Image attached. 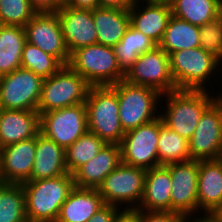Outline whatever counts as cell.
Here are the masks:
<instances>
[{"label":"cell","instance_id":"484cf974","mask_svg":"<svg viewBox=\"0 0 222 222\" xmlns=\"http://www.w3.org/2000/svg\"><path fill=\"white\" fill-rule=\"evenodd\" d=\"M25 42L24 27L0 25V76L21 68Z\"/></svg>","mask_w":222,"mask_h":222},{"label":"cell","instance_id":"44dd1931","mask_svg":"<svg viewBox=\"0 0 222 222\" xmlns=\"http://www.w3.org/2000/svg\"><path fill=\"white\" fill-rule=\"evenodd\" d=\"M198 212L214 214L222 206V165L217 160H199Z\"/></svg>","mask_w":222,"mask_h":222},{"label":"cell","instance_id":"8d00e7d4","mask_svg":"<svg viewBox=\"0 0 222 222\" xmlns=\"http://www.w3.org/2000/svg\"><path fill=\"white\" fill-rule=\"evenodd\" d=\"M124 212L117 206L105 204L88 222H116Z\"/></svg>","mask_w":222,"mask_h":222},{"label":"cell","instance_id":"1f68e13d","mask_svg":"<svg viewBox=\"0 0 222 222\" xmlns=\"http://www.w3.org/2000/svg\"><path fill=\"white\" fill-rule=\"evenodd\" d=\"M25 193L22 184L0 185V222H27Z\"/></svg>","mask_w":222,"mask_h":222},{"label":"cell","instance_id":"cb8c5ba5","mask_svg":"<svg viewBox=\"0 0 222 222\" xmlns=\"http://www.w3.org/2000/svg\"><path fill=\"white\" fill-rule=\"evenodd\" d=\"M104 205L97 189L75 186L62 204L56 222H88Z\"/></svg>","mask_w":222,"mask_h":222},{"label":"cell","instance_id":"3957f363","mask_svg":"<svg viewBox=\"0 0 222 222\" xmlns=\"http://www.w3.org/2000/svg\"><path fill=\"white\" fill-rule=\"evenodd\" d=\"M85 104L88 131L106 144H120L125 132L119 118L117 91L112 86H90Z\"/></svg>","mask_w":222,"mask_h":222},{"label":"cell","instance_id":"9a60e30c","mask_svg":"<svg viewBox=\"0 0 222 222\" xmlns=\"http://www.w3.org/2000/svg\"><path fill=\"white\" fill-rule=\"evenodd\" d=\"M26 42L39 47L67 65L70 54L66 48L57 13H37L25 26Z\"/></svg>","mask_w":222,"mask_h":222},{"label":"cell","instance_id":"60d3db41","mask_svg":"<svg viewBox=\"0 0 222 222\" xmlns=\"http://www.w3.org/2000/svg\"><path fill=\"white\" fill-rule=\"evenodd\" d=\"M201 216H199V218H192L189 217L190 219H188V222H221L214 214H205L203 215L201 218Z\"/></svg>","mask_w":222,"mask_h":222},{"label":"cell","instance_id":"d4e9b609","mask_svg":"<svg viewBox=\"0 0 222 222\" xmlns=\"http://www.w3.org/2000/svg\"><path fill=\"white\" fill-rule=\"evenodd\" d=\"M93 22L97 43L113 48L130 25L129 9L96 7L93 9Z\"/></svg>","mask_w":222,"mask_h":222},{"label":"cell","instance_id":"8992f818","mask_svg":"<svg viewBox=\"0 0 222 222\" xmlns=\"http://www.w3.org/2000/svg\"><path fill=\"white\" fill-rule=\"evenodd\" d=\"M222 60L202 47L169 54L170 71L177 90H206L209 77L216 74Z\"/></svg>","mask_w":222,"mask_h":222},{"label":"cell","instance_id":"f546056e","mask_svg":"<svg viewBox=\"0 0 222 222\" xmlns=\"http://www.w3.org/2000/svg\"><path fill=\"white\" fill-rule=\"evenodd\" d=\"M158 166L191 160L188 140L163 124L159 116Z\"/></svg>","mask_w":222,"mask_h":222},{"label":"cell","instance_id":"7bdbcfd3","mask_svg":"<svg viewBox=\"0 0 222 222\" xmlns=\"http://www.w3.org/2000/svg\"><path fill=\"white\" fill-rule=\"evenodd\" d=\"M139 1L148 4H158V5H167V6H171L174 2V0H139Z\"/></svg>","mask_w":222,"mask_h":222},{"label":"cell","instance_id":"b9f144b4","mask_svg":"<svg viewBox=\"0 0 222 222\" xmlns=\"http://www.w3.org/2000/svg\"><path fill=\"white\" fill-rule=\"evenodd\" d=\"M116 222H138V220L130 212H124Z\"/></svg>","mask_w":222,"mask_h":222},{"label":"cell","instance_id":"ac0fdd59","mask_svg":"<svg viewBox=\"0 0 222 222\" xmlns=\"http://www.w3.org/2000/svg\"><path fill=\"white\" fill-rule=\"evenodd\" d=\"M121 163L120 145L105 144L92 160L72 174L74 185L79 188L98 189L104 179Z\"/></svg>","mask_w":222,"mask_h":222},{"label":"cell","instance_id":"bcb514c9","mask_svg":"<svg viewBox=\"0 0 222 222\" xmlns=\"http://www.w3.org/2000/svg\"><path fill=\"white\" fill-rule=\"evenodd\" d=\"M3 184V179H2V176H1V162H0V185Z\"/></svg>","mask_w":222,"mask_h":222},{"label":"cell","instance_id":"7c38bea8","mask_svg":"<svg viewBox=\"0 0 222 222\" xmlns=\"http://www.w3.org/2000/svg\"><path fill=\"white\" fill-rule=\"evenodd\" d=\"M159 117L125 132L120 142L124 164L151 169L158 166Z\"/></svg>","mask_w":222,"mask_h":222},{"label":"cell","instance_id":"ba28073f","mask_svg":"<svg viewBox=\"0 0 222 222\" xmlns=\"http://www.w3.org/2000/svg\"><path fill=\"white\" fill-rule=\"evenodd\" d=\"M146 169L121 163L98 187L104 204L122 206L125 212L138 208L145 186Z\"/></svg>","mask_w":222,"mask_h":222},{"label":"cell","instance_id":"603a6c76","mask_svg":"<svg viewBox=\"0 0 222 222\" xmlns=\"http://www.w3.org/2000/svg\"><path fill=\"white\" fill-rule=\"evenodd\" d=\"M65 149L39 133L36 136V154L28 181L54 178L67 174Z\"/></svg>","mask_w":222,"mask_h":222},{"label":"cell","instance_id":"8fae6325","mask_svg":"<svg viewBox=\"0 0 222 222\" xmlns=\"http://www.w3.org/2000/svg\"><path fill=\"white\" fill-rule=\"evenodd\" d=\"M124 80L151 87L161 94L177 90L170 71L169 55L158 45L138 57Z\"/></svg>","mask_w":222,"mask_h":222},{"label":"cell","instance_id":"ffe728a7","mask_svg":"<svg viewBox=\"0 0 222 222\" xmlns=\"http://www.w3.org/2000/svg\"><path fill=\"white\" fill-rule=\"evenodd\" d=\"M140 4L142 3L139 0H134L129 8L130 25L151 38L158 45L172 16L171 7L148 3L142 4L145 6H139Z\"/></svg>","mask_w":222,"mask_h":222},{"label":"cell","instance_id":"6da1fadb","mask_svg":"<svg viewBox=\"0 0 222 222\" xmlns=\"http://www.w3.org/2000/svg\"><path fill=\"white\" fill-rule=\"evenodd\" d=\"M25 193L26 216L30 222H56L61 206L75 187L73 175L26 181L22 183Z\"/></svg>","mask_w":222,"mask_h":222},{"label":"cell","instance_id":"4fadbf2b","mask_svg":"<svg viewBox=\"0 0 222 222\" xmlns=\"http://www.w3.org/2000/svg\"><path fill=\"white\" fill-rule=\"evenodd\" d=\"M188 143L192 160H217L222 149V94L204 111Z\"/></svg>","mask_w":222,"mask_h":222},{"label":"cell","instance_id":"2e32d148","mask_svg":"<svg viewBox=\"0 0 222 222\" xmlns=\"http://www.w3.org/2000/svg\"><path fill=\"white\" fill-rule=\"evenodd\" d=\"M56 13L69 54L78 48L97 44L93 10L63 5Z\"/></svg>","mask_w":222,"mask_h":222},{"label":"cell","instance_id":"4316f807","mask_svg":"<svg viewBox=\"0 0 222 222\" xmlns=\"http://www.w3.org/2000/svg\"><path fill=\"white\" fill-rule=\"evenodd\" d=\"M170 7L172 16L198 27L222 15L221 0H174Z\"/></svg>","mask_w":222,"mask_h":222},{"label":"cell","instance_id":"52a82bcc","mask_svg":"<svg viewBox=\"0 0 222 222\" xmlns=\"http://www.w3.org/2000/svg\"><path fill=\"white\" fill-rule=\"evenodd\" d=\"M90 85L68 65L44 78L37 111L39 114L54 109L85 103Z\"/></svg>","mask_w":222,"mask_h":222},{"label":"cell","instance_id":"74e56055","mask_svg":"<svg viewBox=\"0 0 222 222\" xmlns=\"http://www.w3.org/2000/svg\"><path fill=\"white\" fill-rule=\"evenodd\" d=\"M37 13H56L62 6L63 0H29Z\"/></svg>","mask_w":222,"mask_h":222},{"label":"cell","instance_id":"277c9868","mask_svg":"<svg viewBox=\"0 0 222 222\" xmlns=\"http://www.w3.org/2000/svg\"><path fill=\"white\" fill-rule=\"evenodd\" d=\"M67 65L90 86H112L125 78L114 49L98 43L73 51Z\"/></svg>","mask_w":222,"mask_h":222},{"label":"cell","instance_id":"836d02e7","mask_svg":"<svg viewBox=\"0 0 222 222\" xmlns=\"http://www.w3.org/2000/svg\"><path fill=\"white\" fill-rule=\"evenodd\" d=\"M36 14L29 0H0V25L24 27Z\"/></svg>","mask_w":222,"mask_h":222},{"label":"cell","instance_id":"e0dca14e","mask_svg":"<svg viewBox=\"0 0 222 222\" xmlns=\"http://www.w3.org/2000/svg\"><path fill=\"white\" fill-rule=\"evenodd\" d=\"M36 137L0 149L3 183L22 184L28 181L34 166Z\"/></svg>","mask_w":222,"mask_h":222},{"label":"cell","instance_id":"d6986e66","mask_svg":"<svg viewBox=\"0 0 222 222\" xmlns=\"http://www.w3.org/2000/svg\"><path fill=\"white\" fill-rule=\"evenodd\" d=\"M38 111L0 108V149L36 137L40 133Z\"/></svg>","mask_w":222,"mask_h":222},{"label":"cell","instance_id":"f35d334b","mask_svg":"<svg viewBox=\"0 0 222 222\" xmlns=\"http://www.w3.org/2000/svg\"><path fill=\"white\" fill-rule=\"evenodd\" d=\"M63 5L75 8V9H90L93 10L99 7L98 0H63Z\"/></svg>","mask_w":222,"mask_h":222},{"label":"cell","instance_id":"7a4b0ae2","mask_svg":"<svg viewBox=\"0 0 222 222\" xmlns=\"http://www.w3.org/2000/svg\"><path fill=\"white\" fill-rule=\"evenodd\" d=\"M210 94L208 90H176L162 94L167 99L166 110L159 113L163 124L189 140L204 111L220 96Z\"/></svg>","mask_w":222,"mask_h":222},{"label":"cell","instance_id":"d590c367","mask_svg":"<svg viewBox=\"0 0 222 222\" xmlns=\"http://www.w3.org/2000/svg\"><path fill=\"white\" fill-rule=\"evenodd\" d=\"M130 213L138 222H188V217L171 211L132 210Z\"/></svg>","mask_w":222,"mask_h":222},{"label":"cell","instance_id":"9c48e42d","mask_svg":"<svg viewBox=\"0 0 222 222\" xmlns=\"http://www.w3.org/2000/svg\"><path fill=\"white\" fill-rule=\"evenodd\" d=\"M40 133L66 149L88 131L86 104L40 114Z\"/></svg>","mask_w":222,"mask_h":222},{"label":"cell","instance_id":"f6af8a7d","mask_svg":"<svg viewBox=\"0 0 222 222\" xmlns=\"http://www.w3.org/2000/svg\"><path fill=\"white\" fill-rule=\"evenodd\" d=\"M217 161L222 165V149L219 151V155L217 157Z\"/></svg>","mask_w":222,"mask_h":222},{"label":"cell","instance_id":"d6a6232c","mask_svg":"<svg viewBox=\"0 0 222 222\" xmlns=\"http://www.w3.org/2000/svg\"><path fill=\"white\" fill-rule=\"evenodd\" d=\"M62 66L63 64L56 57L45 53L29 42H25L21 57V68L30 70L42 78H48Z\"/></svg>","mask_w":222,"mask_h":222},{"label":"cell","instance_id":"4dcf8cb0","mask_svg":"<svg viewBox=\"0 0 222 222\" xmlns=\"http://www.w3.org/2000/svg\"><path fill=\"white\" fill-rule=\"evenodd\" d=\"M105 142L87 131L71 146L65 149V164L71 175L82 165L92 160L105 146Z\"/></svg>","mask_w":222,"mask_h":222},{"label":"cell","instance_id":"ab89813d","mask_svg":"<svg viewBox=\"0 0 222 222\" xmlns=\"http://www.w3.org/2000/svg\"><path fill=\"white\" fill-rule=\"evenodd\" d=\"M99 7L113 9H129L134 0H98Z\"/></svg>","mask_w":222,"mask_h":222},{"label":"cell","instance_id":"e575fe53","mask_svg":"<svg viewBox=\"0 0 222 222\" xmlns=\"http://www.w3.org/2000/svg\"><path fill=\"white\" fill-rule=\"evenodd\" d=\"M200 46L222 59V15L199 27Z\"/></svg>","mask_w":222,"mask_h":222},{"label":"cell","instance_id":"83f0119b","mask_svg":"<svg viewBox=\"0 0 222 222\" xmlns=\"http://www.w3.org/2000/svg\"><path fill=\"white\" fill-rule=\"evenodd\" d=\"M156 46L151 38L129 25L120 42L113 47L120 71L126 75L141 54Z\"/></svg>","mask_w":222,"mask_h":222},{"label":"cell","instance_id":"5b68a950","mask_svg":"<svg viewBox=\"0 0 222 222\" xmlns=\"http://www.w3.org/2000/svg\"><path fill=\"white\" fill-rule=\"evenodd\" d=\"M112 87L117 91L119 118L124 132L147 124L160 116L157 105H160L162 94L159 91L128 83L124 79Z\"/></svg>","mask_w":222,"mask_h":222},{"label":"cell","instance_id":"30bf717a","mask_svg":"<svg viewBox=\"0 0 222 222\" xmlns=\"http://www.w3.org/2000/svg\"><path fill=\"white\" fill-rule=\"evenodd\" d=\"M44 78L19 68L0 76V108L37 111Z\"/></svg>","mask_w":222,"mask_h":222},{"label":"cell","instance_id":"f1b7e54d","mask_svg":"<svg viewBox=\"0 0 222 222\" xmlns=\"http://www.w3.org/2000/svg\"><path fill=\"white\" fill-rule=\"evenodd\" d=\"M158 46L168 55L184 49L201 47L199 27L171 16Z\"/></svg>","mask_w":222,"mask_h":222},{"label":"cell","instance_id":"ee69618b","mask_svg":"<svg viewBox=\"0 0 222 222\" xmlns=\"http://www.w3.org/2000/svg\"><path fill=\"white\" fill-rule=\"evenodd\" d=\"M214 215L222 222V206L214 213Z\"/></svg>","mask_w":222,"mask_h":222},{"label":"cell","instance_id":"5bb4252c","mask_svg":"<svg viewBox=\"0 0 222 222\" xmlns=\"http://www.w3.org/2000/svg\"><path fill=\"white\" fill-rule=\"evenodd\" d=\"M167 167L172 182L171 212L186 215L188 218L198 214L199 161L191 159Z\"/></svg>","mask_w":222,"mask_h":222},{"label":"cell","instance_id":"7402d4cb","mask_svg":"<svg viewBox=\"0 0 222 222\" xmlns=\"http://www.w3.org/2000/svg\"><path fill=\"white\" fill-rule=\"evenodd\" d=\"M172 182L167 166H156L146 170L142 200L137 210L171 211Z\"/></svg>","mask_w":222,"mask_h":222}]
</instances>
